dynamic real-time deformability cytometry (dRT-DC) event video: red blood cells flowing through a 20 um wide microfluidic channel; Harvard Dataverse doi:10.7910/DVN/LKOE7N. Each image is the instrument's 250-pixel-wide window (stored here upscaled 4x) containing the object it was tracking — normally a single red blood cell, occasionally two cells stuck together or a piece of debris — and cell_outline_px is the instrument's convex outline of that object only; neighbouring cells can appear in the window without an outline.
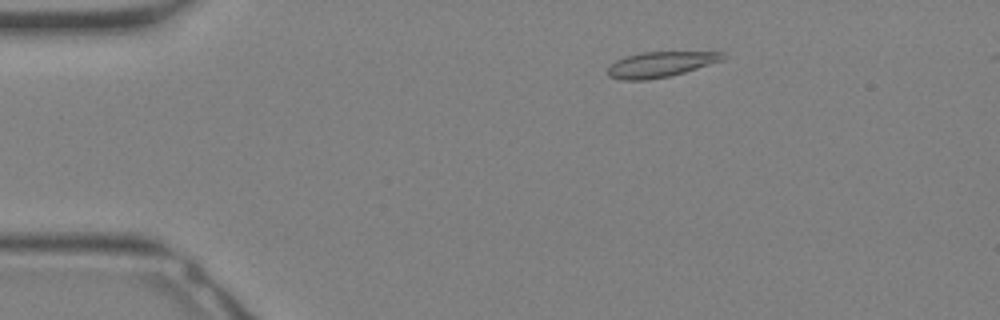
{"species": "Egyptian fruit bat (a non-hibernating species)", "species_latin": "Rousettus aegyptiacus", "temperature_condition": "warm", "stored_images_in_passage": 28, "camera_frame_rate_fps": 3000, "um_per_image_px": 0.085, "animal": {"sex": "female"}, "frame": {"image": 1, "passage_image": 1, "time_ms": 0.0, "image_size_px": [1000, 320], "cell_outline_px": [[724, 60], [672, 76], [648, 80], [620, 80], [608, 76], [608, 68], [616, 60], [624, 56], [640, 52], [724, 52]], "centroid_in_image_um": [56.13, 5.48], "position_along_channel_um": 28.9, "area_um2": 17.17}}
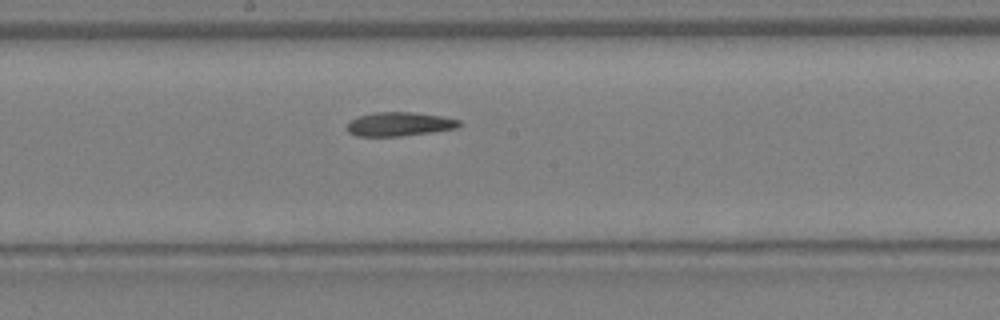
{"frame": {"image": 2, "passage_image": 13, "time_ms": 4.0, "image_size_px": [1000, 320], "cell_outline_px": [[464, 124], [456, 128], [432, 132], [400, 136], [356, 136], [348, 132], [348, 120], [360, 116], [376, 112], [412, 112], [440, 116], [460, 120]], "centroid_in_image_um": [33.96, 10.55], "position_along_channel_um": 214.2, "area_um2": 15.61}}
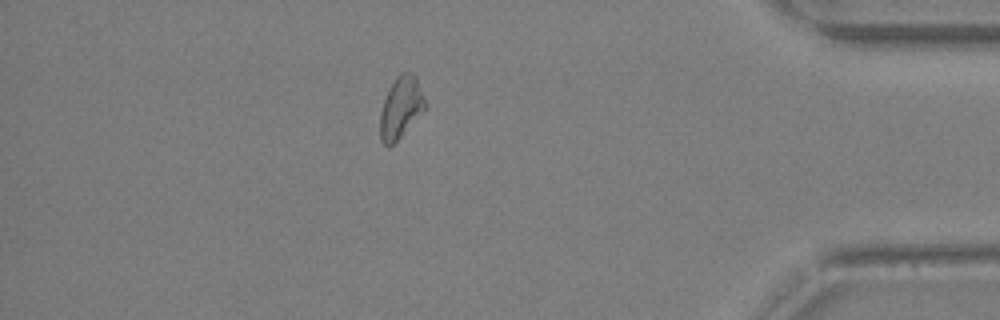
{"frame": {"image": 3, "passage_image": 24, "time_ms": 7.667, "image_size_px": [1000, 320], "cell_outline_px": [[428, 104], [400, 136], [388, 148], [380, 140], [380, 112], [384, 100], [396, 76], [400, 72], [412, 72], [416, 76]], "centroid_in_image_um": [34.07, 9.1], "position_along_channel_um": 401.1, "area_um2": 15.9}}